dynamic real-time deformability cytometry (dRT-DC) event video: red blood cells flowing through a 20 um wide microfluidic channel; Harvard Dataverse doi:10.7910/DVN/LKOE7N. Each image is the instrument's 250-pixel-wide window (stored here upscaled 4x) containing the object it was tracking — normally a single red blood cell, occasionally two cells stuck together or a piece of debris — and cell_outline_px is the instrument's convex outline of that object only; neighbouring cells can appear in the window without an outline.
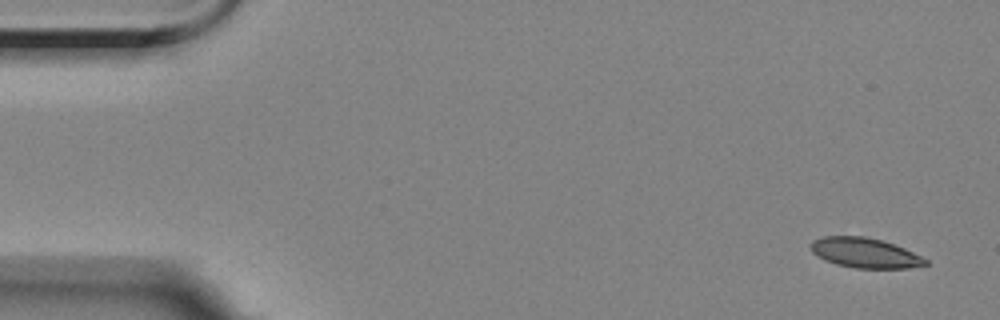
{"species": "Egyptian fruit bat (a non-hibernating species)", "species_latin": "Rousettus aegyptiacus", "temperature_condition": "room temperature", "stored_images_in_passage": 55, "camera_frame_rate_fps": 3000, "um_per_image_px": 0.085, "animal": {"sex": "female"}, "frame": {"image": 1, "passage_image": 1, "time_ms": 0.0, "image_size_px": [1000, 320], "cell_outline_px": [[928, 264], [908, 268], [856, 268], [836, 264], [824, 260], [816, 256], [812, 252], [808, 244], [812, 240], [824, 236], [864, 236], [880, 240], [904, 248], [928, 260]], "centroid_in_image_um": [73.45, 21.49], "position_along_channel_um": 11.5, "area_um2": 20.0}}
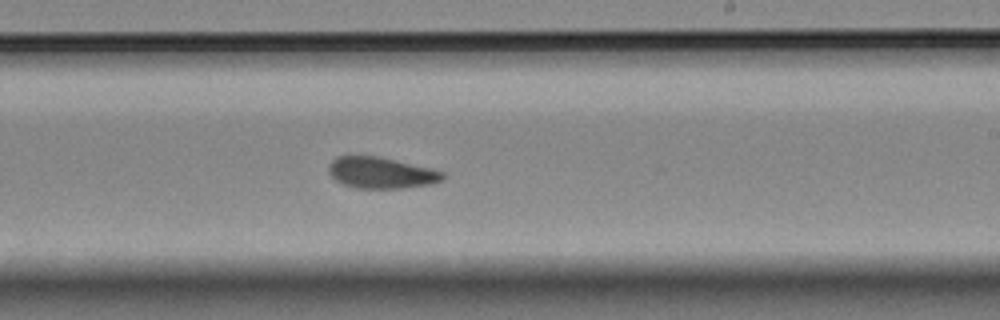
{"frame": {"image": 2, "passage_image": 32, "time_ms": 10.333, "image_size_px": [1000, 320], "cell_outline_px": [[444, 180], [432, 184], [404, 188], [356, 188], [344, 184], [336, 180], [328, 172], [328, 164], [336, 156], [376, 156], [432, 168], [444, 172]], "centroid_in_image_um": [32.41, 14.69], "position_along_channel_um": 256.6, "area_um2": 20.81}}
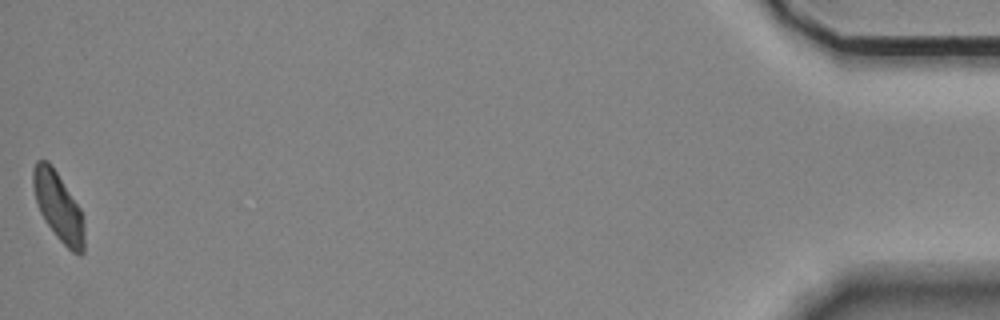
{"frame": {"image": 3, "passage_image": 55, "time_ms": 18.0, "image_size_px": [1000, 320], "cell_outline_px": [[84, 252], [80, 256], [72, 252], [56, 236], [44, 220], [40, 212], [36, 200], [32, 184], [32, 168], [36, 160], [48, 160], [80, 208], [84, 216]], "centroid_in_image_um": [4.96, 17.57], "position_along_channel_um": 430.2, "area_um2": 20.46}, "authors_computed_cell_mechanics": {"area_um2": 20.808, "velocity_mm_per_s": 3.5085, "shape_relaxation_time_tau1_ms": null, "shape_relaxation_time_tau2_ms": 3.7873, "deformation_change_tau1": null, "deformation_change_tau2": 0.0764}}